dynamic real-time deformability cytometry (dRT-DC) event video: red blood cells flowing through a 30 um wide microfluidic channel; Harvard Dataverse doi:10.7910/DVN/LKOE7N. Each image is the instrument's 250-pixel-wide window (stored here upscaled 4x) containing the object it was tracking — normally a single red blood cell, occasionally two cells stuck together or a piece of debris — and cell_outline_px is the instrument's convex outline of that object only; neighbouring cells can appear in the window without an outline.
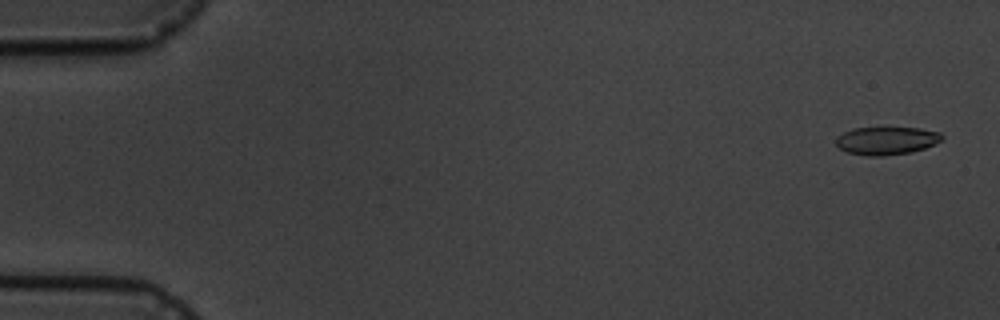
{"species": "common noctule bat (a hibernating species)", "species_latin": "Nyctalus noctula", "temperature_condition": "cold", "stored_images_in_passage": 9, "camera_frame_rate_fps": 3000, "um_per_image_px": 0.085, "animal": {"sex": "male", "body_mass_g": 19.5, "forearm_length_mm": 54.6}, "frame": {"image": 1, "passage_image": 1, "time_ms": 0.0, "image_size_px": [1000, 320], "cell_outline_px": [[944, 140], [924, 148], [912, 152], [880, 156], [868, 156], [848, 152], [840, 148], [836, 144], [836, 136], [852, 128], [884, 124], [920, 128], [940, 132], [944, 136]], "centroid_in_image_um": [75.37, 11.89], "position_along_channel_um": 9.6, "area_um2": 18.26}}
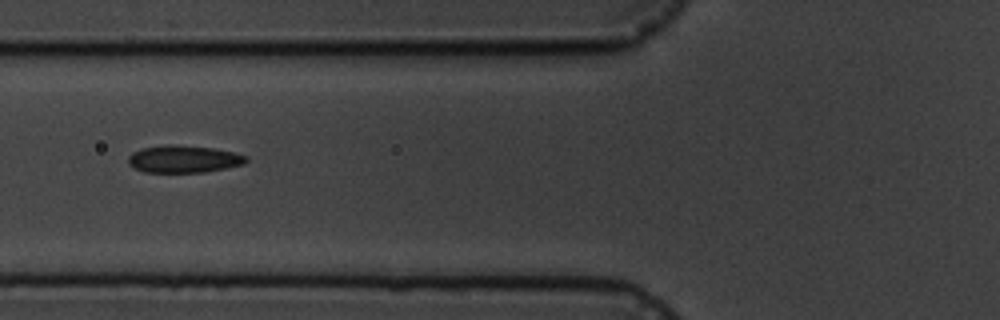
{"frame": {"image": 2, "passage_image": 7, "time_ms": 6.667, "image_size_px": [1000, 320], "cell_outline_px": [[248, 160], [244, 164], [204, 172], [144, 172], [128, 164], [128, 156], [132, 152], [144, 148], [168, 144], [172, 144], [212, 148], [232, 152], [248, 156]], "centroid_in_image_um": [15.6, 13.52], "position_along_channel_um": 110.2, "area_um2": 18.61}}
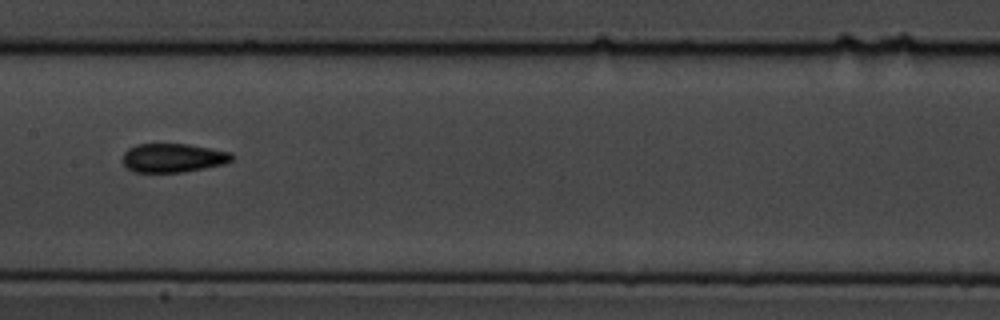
{"frame": {"image": 3, "passage_image": 9, "time_ms": 9.0, "image_size_px": [1000, 320], "cell_outline_px": [[232, 160], [224, 164], [184, 172], [132, 172], [120, 160], [124, 152], [128, 148], [136, 144], [188, 144], [212, 148], [232, 152]], "centroid_in_image_um": [14.68, 13.41], "position_along_channel_um": 192.7, "area_um2": 18.55}}